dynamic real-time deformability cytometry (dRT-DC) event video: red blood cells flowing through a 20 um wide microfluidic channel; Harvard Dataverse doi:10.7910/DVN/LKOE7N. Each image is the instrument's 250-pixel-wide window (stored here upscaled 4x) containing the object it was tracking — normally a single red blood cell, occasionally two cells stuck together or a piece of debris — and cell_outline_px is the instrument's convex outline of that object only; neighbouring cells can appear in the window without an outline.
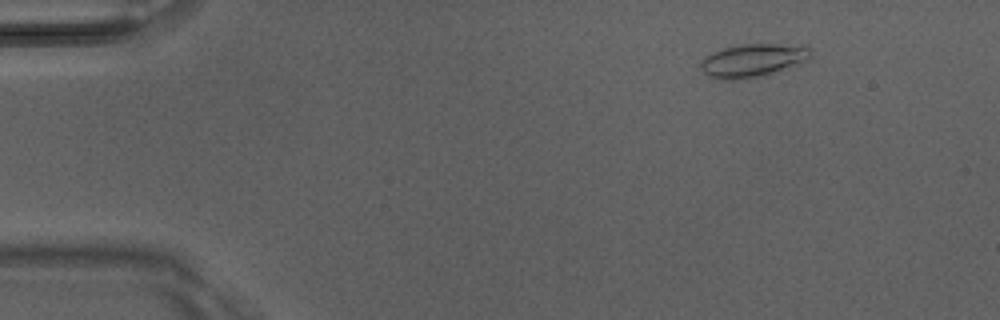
{"species": "Egyptian fruit bat (a non-hibernating species)", "species_latin": "Rousettus aegyptiacus", "temperature_condition": "room temperature", "stored_images_in_passage": 4, "camera_frame_rate_fps": 3000, "um_per_image_px": 0.085, "animal": {"sex": "male"}, "frame": {"image": 1, "passage_image": 2, "time_ms": 0.333, "image_size_px": [1000, 320], "cell_outline_px": [[812, 60], [800, 64], [760, 76], [736, 80], [720, 80], [708, 76], [700, 68], [700, 60], [704, 56], [712, 52], [724, 48], [744, 44], [776, 44], [812, 48]], "centroid_in_image_um": [63.98, 5.14], "position_along_channel_um": 21.0, "area_um2": 21.39}}